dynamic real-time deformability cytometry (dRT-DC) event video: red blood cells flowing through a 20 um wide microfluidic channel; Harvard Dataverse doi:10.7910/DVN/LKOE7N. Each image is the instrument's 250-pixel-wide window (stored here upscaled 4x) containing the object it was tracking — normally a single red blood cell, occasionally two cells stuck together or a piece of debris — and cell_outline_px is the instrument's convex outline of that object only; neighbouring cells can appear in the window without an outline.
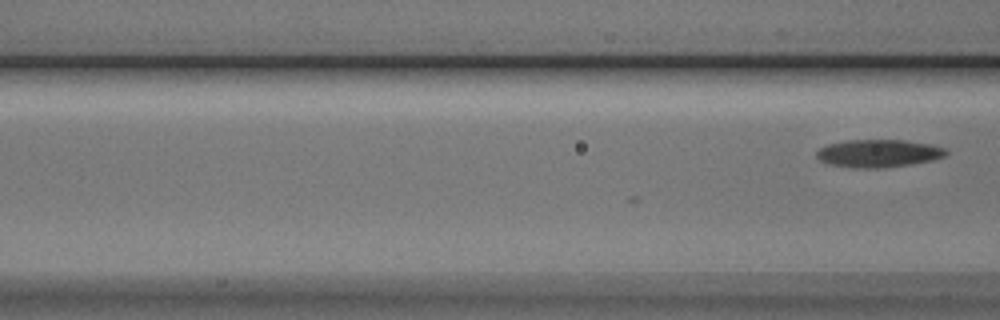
{"species": "Egyptian fruit bat (a non-hibernating species)", "species_latin": "Rousettus aegyptiacus", "temperature_condition": "cold", "stored_images_in_passage": 7, "camera_frame_rate_fps": 3000, "um_per_image_px": 0.085, "animal": {"sex": "male"}, "frame": {"image": 1, "passage_image": 7, "time_ms": 2.0, "image_size_px": [1000, 320], "cell_outline_px": [[948, 152], [944, 156], [932, 160], [912, 164], [884, 168], [852, 168], [828, 164], [820, 160], [816, 156], [816, 152], [820, 148], [828, 144], [848, 140], [904, 140], [928, 144], [948, 148]], "centroid_in_image_um": [74.67, 13.04], "position_along_channel_um": 91.9, "area_um2": 21.04}}